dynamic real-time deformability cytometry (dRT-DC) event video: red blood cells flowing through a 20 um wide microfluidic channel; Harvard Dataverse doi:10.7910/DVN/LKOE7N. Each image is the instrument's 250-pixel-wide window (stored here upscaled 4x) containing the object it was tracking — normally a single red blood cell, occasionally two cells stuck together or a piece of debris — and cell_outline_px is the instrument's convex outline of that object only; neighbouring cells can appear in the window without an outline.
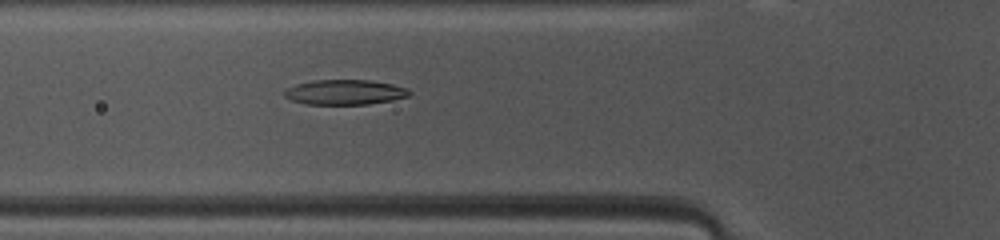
{"species": "common noctule bat (a hibernating species)", "species_latin": "Nyctalus noctula", "temperature_condition": "warm", "stored_images_in_passage": 47, "camera_frame_rate_fps": 3000, "um_per_image_px": 0.085, "animal": {"sex": "female", "body_mass_g": 10.0, "forearm_length_mm": 53.1}, "frame": {"image": 1, "passage_image": 15, "time_ms": 4.667, "image_size_px": [1000, 240], "cell_outline_px": [[412, 92], [408, 96], [392, 100], [368, 104], [304, 104], [292, 100], [284, 96], [284, 92], [288, 88], [296, 84], [312, 80], [368, 80], [392, 84], [408, 88]], "centroid_in_image_um": [29.32, 7.83], "position_along_channel_um": 96.5, "area_um2": 18.15}}
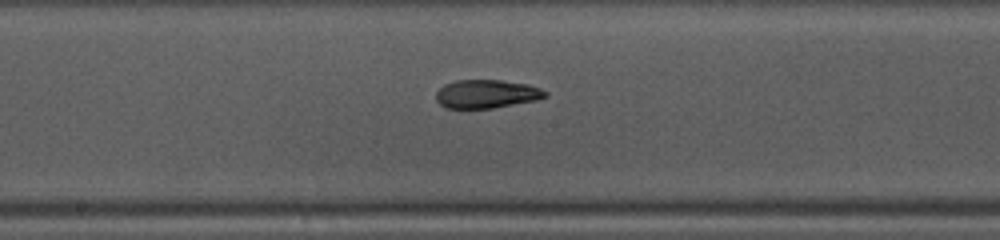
{"frame": {"image": 2, "passage_image": 23, "time_ms": 7.333, "image_size_px": [1000, 240], "cell_outline_px": [[548, 96], [536, 100], [492, 108], [444, 108], [436, 100], [436, 92], [444, 84], [456, 80], [500, 80], [528, 84], [540, 88], [548, 92]], "centroid_in_image_um": [41.35, 7.98], "position_along_channel_um": 206.8, "area_um2": 18.15}}
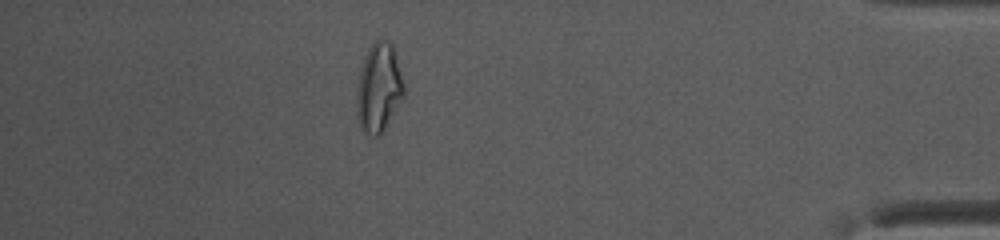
{"frame": {"image": 3, "passage_image": 41, "time_ms": 13.333, "image_size_px": [1000, 240], "cell_outline_px": [[404, 96], [380, 136], [372, 136], [364, 132], [360, 128], [356, 116], [356, 96], [360, 72], [364, 56], [368, 48], [376, 40], [388, 40], [396, 48], [404, 84]], "centroid_in_image_um": [32.2, 7.45], "position_along_channel_um": 403.0, "area_um2": 24.85}, "authors_computed_cell_mechanics": {"area_um2": 19.652, "velocity_mm_per_s": 4.1069, "shape_relaxation_time_tau1_ms": 5.3418, "shape_relaxation_time_tau2_ms": 2.6471, "deformation_change_tau1": 0.2062, "deformation_change_tau2": 0.0949}}